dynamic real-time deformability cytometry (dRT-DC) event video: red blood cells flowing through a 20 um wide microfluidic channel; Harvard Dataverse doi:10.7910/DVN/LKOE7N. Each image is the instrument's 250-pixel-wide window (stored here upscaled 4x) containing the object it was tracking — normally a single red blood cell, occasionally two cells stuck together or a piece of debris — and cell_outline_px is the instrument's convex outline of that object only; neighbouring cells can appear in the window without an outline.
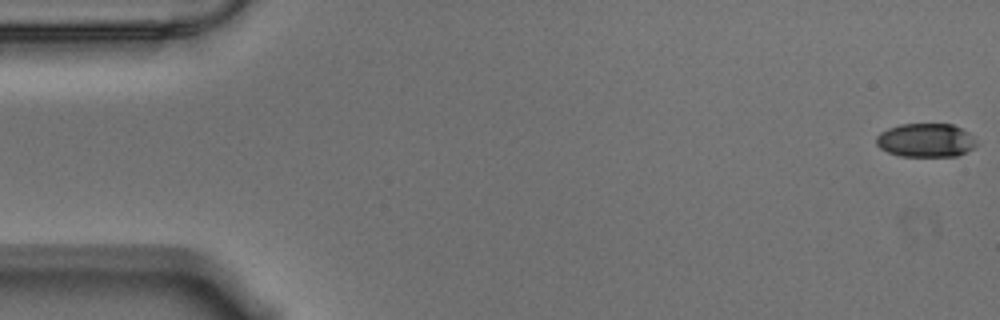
{"species": "Egyptian fruit bat (a non-hibernating species)", "species_latin": "Rousettus aegyptiacus", "temperature_condition": "warm", "stored_images_in_passage": 57, "camera_frame_rate_fps": 3000, "um_per_image_px": 0.085, "animal": {"sex": "male"}, "frame": {"image": 1, "passage_image": 1, "time_ms": 0.0, "image_size_px": [1000, 320], "cell_outline_px": [[976, 144], [972, 148], [956, 156], [900, 156], [888, 152], [880, 148], [876, 144], [876, 136], [880, 132], [888, 128], [900, 124], [952, 124], [968, 132], [976, 140]], "centroid_in_image_um": [78.65, 11.92], "position_along_channel_um": 6.3, "area_um2": 19.59}}
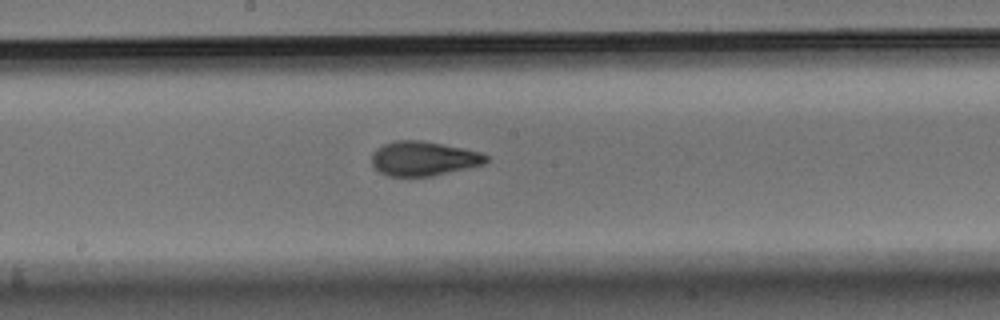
{"frame": {"image": 2, "passage_image": 30, "time_ms": 9.667, "image_size_px": [1000, 320], "cell_outline_px": [[488, 160], [484, 164], [468, 168], [432, 176], [388, 176], [372, 168], [372, 152], [376, 148], [384, 144], [396, 140], [420, 140], [464, 148], [480, 152], [488, 156]], "centroid_in_image_um": [35.98, 13.48], "position_along_channel_um": 212.2, "area_um2": 23.06}}
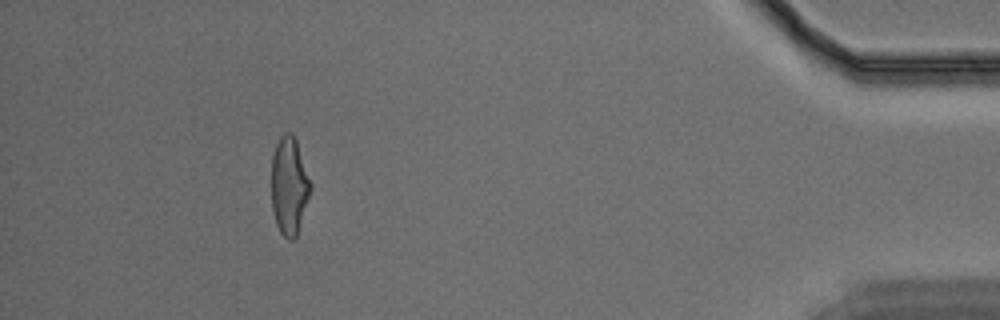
{"frame": {"image": 3, "passage_image": 52, "time_ms": 17.0, "image_size_px": [1000, 320], "cell_outline_px": [[312, 188], [296, 236], [292, 240], [288, 240], [280, 232], [276, 224], [272, 208], [272, 156], [276, 144], [280, 136], [284, 132], [292, 132], [296, 140], [312, 184]], "centroid_in_image_um": [24.58, 15.78], "position_along_channel_um": 410.6, "area_um2": 22.25}, "authors_computed_cell_mechanics": {"area_um2": 22.542, "velocity_mm_per_s": 3.5432, "shape_relaxation_time_tau1_ms": 5.3973, "shape_relaxation_time_tau2_ms": 1.3834, "deformation_change_tau1": 0.1784, "deformation_change_tau2": 0.0801}}